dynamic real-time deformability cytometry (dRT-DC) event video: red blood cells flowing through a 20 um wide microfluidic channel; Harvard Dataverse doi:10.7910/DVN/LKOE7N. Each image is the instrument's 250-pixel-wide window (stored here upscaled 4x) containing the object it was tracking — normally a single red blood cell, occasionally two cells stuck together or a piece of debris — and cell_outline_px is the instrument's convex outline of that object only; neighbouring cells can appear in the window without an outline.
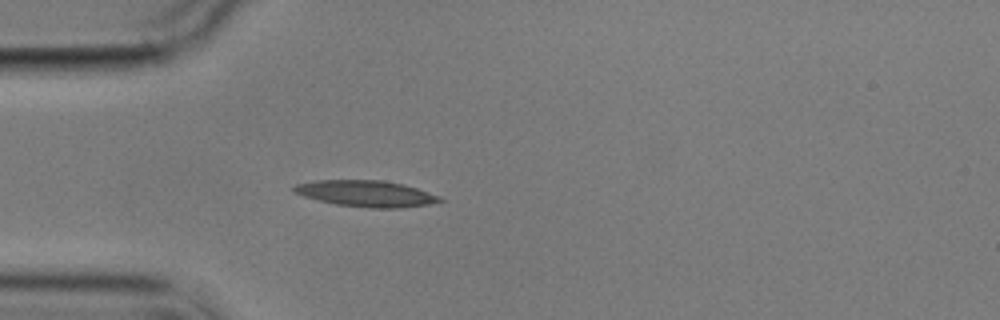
{"species": "common noctule bat (a hibernating species)", "species_latin": "Nyctalus noctula", "temperature_condition": "cold", "stored_images_in_passage": 1, "camera_frame_rate_fps": 3000, "um_per_image_px": 0.085, "animal": {"sex": "male", "body_mass_g": 17.9}, "frame": {"image": 1, "passage_image": 1, "time_ms": 0.0, "image_size_px": [1000, 320], "cell_outline_px": [[444, 200], [428, 204], [400, 208], [368, 208], [336, 204], [304, 196], [292, 192], [292, 188], [296, 184], [316, 180], [384, 180], [404, 184], [440, 196]], "centroid_in_image_um": [31.11, 16.45], "position_along_channel_um": 53.9, "area_um2": 22.25}}